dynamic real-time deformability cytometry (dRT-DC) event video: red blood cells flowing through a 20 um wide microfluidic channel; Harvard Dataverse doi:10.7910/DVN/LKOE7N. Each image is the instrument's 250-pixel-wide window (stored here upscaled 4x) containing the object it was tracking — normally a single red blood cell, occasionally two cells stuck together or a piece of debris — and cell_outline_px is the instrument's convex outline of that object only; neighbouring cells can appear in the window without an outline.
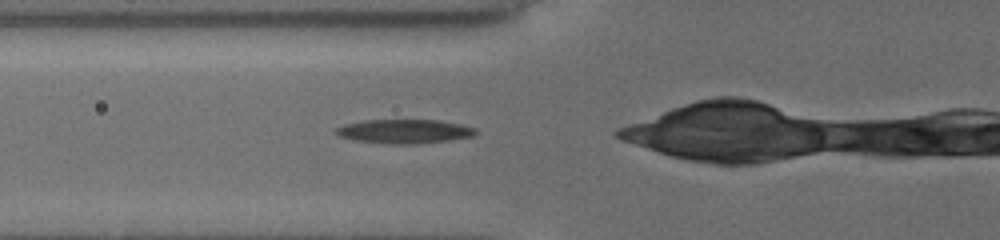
{"species": "common noctule bat (a hibernating species)", "species_latin": "Nyctalus noctula", "temperature_condition": "cold", "stored_images_in_passage": 27, "camera_frame_rate_fps": 3000, "um_per_image_px": 0.085, "animal": {"sex": "female", "body_mass_g": 19.5, "forearm_length_mm": 54.1}, "frame": {"image": 1, "passage_image": 11, "time_ms": 3.333, "image_size_px": [1000, 240], "cell_outline_px": [[476, 132], [472, 136], [448, 140], [416, 144], [392, 144], [356, 140], [340, 136], [336, 132], [336, 128], [344, 124], [364, 120], [440, 120], [460, 124], [476, 128]], "centroid_in_image_um": [34.38, 11.16], "position_along_channel_um": 91.4, "area_um2": 19.36}}
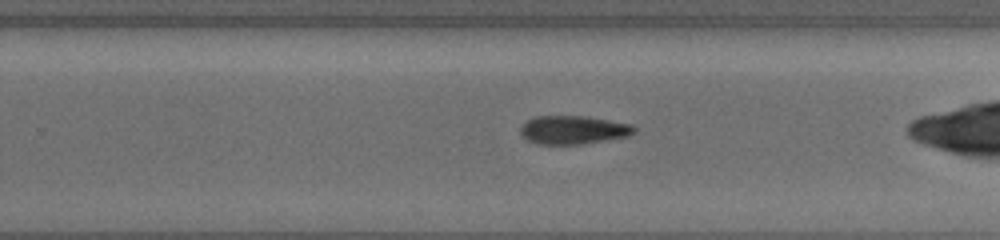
{"frame": {"image": 2, "passage_image": 21, "time_ms": 6.667, "image_size_px": [1000, 240], "cell_outline_px": [[636, 132], [628, 136], [584, 144], [536, 144], [528, 140], [520, 132], [520, 128], [528, 120], [536, 116], [584, 116], [632, 124], [636, 128]], "centroid_in_image_um": [48.75, 11.04], "position_along_channel_um": 281.0, "area_um2": 18.79}}
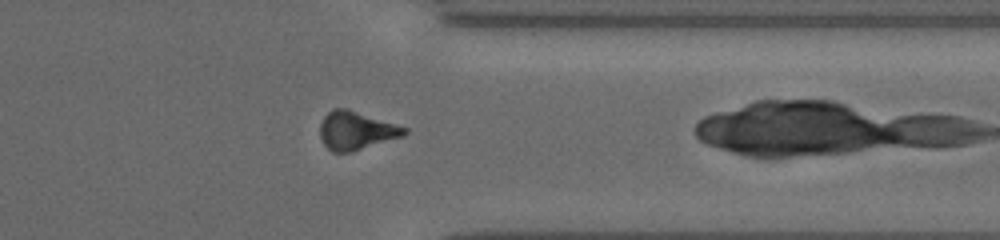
{"frame": {"image": 3, "passage_image": 26, "time_ms": 8.333, "image_size_px": [1000, 240], "cell_outline_px": [[408, 132], [404, 136], [352, 152], [332, 152], [324, 144], [320, 136], [320, 124], [324, 116], [332, 108], [348, 108], [408, 128]], "centroid_in_image_um": [30.28, 11.09], "position_along_channel_um": 381.1, "area_um2": 18.96}}